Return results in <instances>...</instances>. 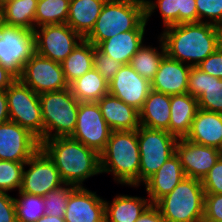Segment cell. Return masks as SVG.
Wrapping results in <instances>:
<instances>
[{
  "instance_id": "6da1fadb",
  "label": "cell",
  "mask_w": 222,
  "mask_h": 222,
  "mask_svg": "<svg viewBox=\"0 0 222 222\" xmlns=\"http://www.w3.org/2000/svg\"><path fill=\"white\" fill-rule=\"evenodd\" d=\"M159 37L168 57L191 67H196L220 46L217 26L205 22L171 25Z\"/></svg>"
},
{
  "instance_id": "7a4b0ae2",
  "label": "cell",
  "mask_w": 222,
  "mask_h": 222,
  "mask_svg": "<svg viewBox=\"0 0 222 222\" xmlns=\"http://www.w3.org/2000/svg\"><path fill=\"white\" fill-rule=\"evenodd\" d=\"M53 161L64 184L84 187L83 182L101 174L100 154L72 137H56L40 142Z\"/></svg>"
},
{
  "instance_id": "3957f363",
  "label": "cell",
  "mask_w": 222,
  "mask_h": 222,
  "mask_svg": "<svg viewBox=\"0 0 222 222\" xmlns=\"http://www.w3.org/2000/svg\"><path fill=\"white\" fill-rule=\"evenodd\" d=\"M102 173H112L116 183L139 186L140 151L137 130L112 131L100 153Z\"/></svg>"
},
{
  "instance_id": "277c9868",
  "label": "cell",
  "mask_w": 222,
  "mask_h": 222,
  "mask_svg": "<svg viewBox=\"0 0 222 222\" xmlns=\"http://www.w3.org/2000/svg\"><path fill=\"white\" fill-rule=\"evenodd\" d=\"M146 25L144 0H107L85 39L96 47L119 33L145 30Z\"/></svg>"
},
{
  "instance_id": "5b68a950",
  "label": "cell",
  "mask_w": 222,
  "mask_h": 222,
  "mask_svg": "<svg viewBox=\"0 0 222 222\" xmlns=\"http://www.w3.org/2000/svg\"><path fill=\"white\" fill-rule=\"evenodd\" d=\"M204 198L202 181L185 177L154 205L167 222H203Z\"/></svg>"
},
{
  "instance_id": "8992f818",
  "label": "cell",
  "mask_w": 222,
  "mask_h": 222,
  "mask_svg": "<svg viewBox=\"0 0 222 222\" xmlns=\"http://www.w3.org/2000/svg\"><path fill=\"white\" fill-rule=\"evenodd\" d=\"M39 101L44 140L71 136L76 127L80 102L72 94L70 87L39 94Z\"/></svg>"
},
{
  "instance_id": "52a82bcc",
  "label": "cell",
  "mask_w": 222,
  "mask_h": 222,
  "mask_svg": "<svg viewBox=\"0 0 222 222\" xmlns=\"http://www.w3.org/2000/svg\"><path fill=\"white\" fill-rule=\"evenodd\" d=\"M140 151L139 186L176 153L177 138L168 131L140 126L137 129Z\"/></svg>"
},
{
  "instance_id": "ba28073f",
  "label": "cell",
  "mask_w": 222,
  "mask_h": 222,
  "mask_svg": "<svg viewBox=\"0 0 222 222\" xmlns=\"http://www.w3.org/2000/svg\"><path fill=\"white\" fill-rule=\"evenodd\" d=\"M10 121L33 134L39 142L44 140V126L39 94L18 78L6 89Z\"/></svg>"
},
{
  "instance_id": "9c48e42d",
  "label": "cell",
  "mask_w": 222,
  "mask_h": 222,
  "mask_svg": "<svg viewBox=\"0 0 222 222\" xmlns=\"http://www.w3.org/2000/svg\"><path fill=\"white\" fill-rule=\"evenodd\" d=\"M35 53L34 32L2 24L0 27V64L17 78Z\"/></svg>"
},
{
  "instance_id": "30bf717a",
  "label": "cell",
  "mask_w": 222,
  "mask_h": 222,
  "mask_svg": "<svg viewBox=\"0 0 222 222\" xmlns=\"http://www.w3.org/2000/svg\"><path fill=\"white\" fill-rule=\"evenodd\" d=\"M35 52L62 63L84 38L66 23L48 24L34 29Z\"/></svg>"
},
{
  "instance_id": "8fae6325",
  "label": "cell",
  "mask_w": 222,
  "mask_h": 222,
  "mask_svg": "<svg viewBox=\"0 0 222 222\" xmlns=\"http://www.w3.org/2000/svg\"><path fill=\"white\" fill-rule=\"evenodd\" d=\"M18 79L36 94L59 91L69 87L61 63L36 52L27 60Z\"/></svg>"
},
{
  "instance_id": "7c38bea8",
  "label": "cell",
  "mask_w": 222,
  "mask_h": 222,
  "mask_svg": "<svg viewBox=\"0 0 222 222\" xmlns=\"http://www.w3.org/2000/svg\"><path fill=\"white\" fill-rule=\"evenodd\" d=\"M111 132L97 102L79 103L76 127L70 137L100 154L105 149Z\"/></svg>"
},
{
  "instance_id": "4fadbf2b",
  "label": "cell",
  "mask_w": 222,
  "mask_h": 222,
  "mask_svg": "<svg viewBox=\"0 0 222 222\" xmlns=\"http://www.w3.org/2000/svg\"><path fill=\"white\" fill-rule=\"evenodd\" d=\"M25 165L29 169L25 170L24 166L21 192L44 197L49 191L64 185L55 164L41 148Z\"/></svg>"
},
{
  "instance_id": "5bb4252c",
  "label": "cell",
  "mask_w": 222,
  "mask_h": 222,
  "mask_svg": "<svg viewBox=\"0 0 222 222\" xmlns=\"http://www.w3.org/2000/svg\"><path fill=\"white\" fill-rule=\"evenodd\" d=\"M40 148L39 140L13 121L0 124V160L26 162Z\"/></svg>"
},
{
  "instance_id": "9a60e30c",
  "label": "cell",
  "mask_w": 222,
  "mask_h": 222,
  "mask_svg": "<svg viewBox=\"0 0 222 222\" xmlns=\"http://www.w3.org/2000/svg\"><path fill=\"white\" fill-rule=\"evenodd\" d=\"M176 154L180 158L186 177L202 181L216 164L222 152L218 148L180 138L176 142Z\"/></svg>"
},
{
  "instance_id": "2e32d148",
  "label": "cell",
  "mask_w": 222,
  "mask_h": 222,
  "mask_svg": "<svg viewBox=\"0 0 222 222\" xmlns=\"http://www.w3.org/2000/svg\"><path fill=\"white\" fill-rule=\"evenodd\" d=\"M151 90V82L140 76L129 64H123L109 82V94L140 111Z\"/></svg>"
},
{
  "instance_id": "e0dca14e",
  "label": "cell",
  "mask_w": 222,
  "mask_h": 222,
  "mask_svg": "<svg viewBox=\"0 0 222 222\" xmlns=\"http://www.w3.org/2000/svg\"><path fill=\"white\" fill-rule=\"evenodd\" d=\"M65 222H105V200L85 187H77L70 195Z\"/></svg>"
},
{
  "instance_id": "ac0fdd59",
  "label": "cell",
  "mask_w": 222,
  "mask_h": 222,
  "mask_svg": "<svg viewBox=\"0 0 222 222\" xmlns=\"http://www.w3.org/2000/svg\"><path fill=\"white\" fill-rule=\"evenodd\" d=\"M187 93L197 99L200 109L222 113V79L191 67Z\"/></svg>"
},
{
  "instance_id": "d6986e66",
  "label": "cell",
  "mask_w": 222,
  "mask_h": 222,
  "mask_svg": "<svg viewBox=\"0 0 222 222\" xmlns=\"http://www.w3.org/2000/svg\"><path fill=\"white\" fill-rule=\"evenodd\" d=\"M190 69L191 66L165 55L151 80V89L170 96L187 93Z\"/></svg>"
},
{
  "instance_id": "ffe728a7",
  "label": "cell",
  "mask_w": 222,
  "mask_h": 222,
  "mask_svg": "<svg viewBox=\"0 0 222 222\" xmlns=\"http://www.w3.org/2000/svg\"><path fill=\"white\" fill-rule=\"evenodd\" d=\"M185 177L180 158L175 153L143 183L150 203L155 204L169 194Z\"/></svg>"
},
{
  "instance_id": "44dd1931",
  "label": "cell",
  "mask_w": 222,
  "mask_h": 222,
  "mask_svg": "<svg viewBox=\"0 0 222 222\" xmlns=\"http://www.w3.org/2000/svg\"><path fill=\"white\" fill-rule=\"evenodd\" d=\"M97 103L112 131H130L140 127L139 111L119 98L108 93Z\"/></svg>"
},
{
  "instance_id": "7402d4cb",
  "label": "cell",
  "mask_w": 222,
  "mask_h": 222,
  "mask_svg": "<svg viewBox=\"0 0 222 222\" xmlns=\"http://www.w3.org/2000/svg\"><path fill=\"white\" fill-rule=\"evenodd\" d=\"M186 139L222 150V113L199 108Z\"/></svg>"
},
{
  "instance_id": "603a6c76",
  "label": "cell",
  "mask_w": 222,
  "mask_h": 222,
  "mask_svg": "<svg viewBox=\"0 0 222 222\" xmlns=\"http://www.w3.org/2000/svg\"><path fill=\"white\" fill-rule=\"evenodd\" d=\"M198 109L197 99L189 93L170 96L169 133L177 139L186 138Z\"/></svg>"
},
{
  "instance_id": "cb8c5ba5",
  "label": "cell",
  "mask_w": 222,
  "mask_h": 222,
  "mask_svg": "<svg viewBox=\"0 0 222 222\" xmlns=\"http://www.w3.org/2000/svg\"><path fill=\"white\" fill-rule=\"evenodd\" d=\"M144 35L145 30H130L102 41L96 48L122 65L129 64L133 55L143 45Z\"/></svg>"
},
{
  "instance_id": "d4e9b609",
  "label": "cell",
  "mask_w": 222,
  "mask_h": 222,
  "mask_svg": "<svg viewBox=\"0 0 222 222\" xmlns=\"http://www.w3.org/2000/svg\"><path fill=\"white\" fill-rule=\"evenodd\" d=\"M140 126L169 132L170 95L150 90L139 111Z\"/></svg>"
},
{
  "instance_id": "484cf974",
  "label": "cell",
  "mask_w": 222,
  "mask_h": 222,
  "mask_svg": "<svg viewBox=\"0 0 222 222\" xmlns=\"http://www.w3.org/2000/svg\"><path fill=\"white\" fill-rule=\"evenodd\" d=\"M107 0H70L66 24L85 38L94 28Z\"/></svg>"
},
{
  "instance_id": "4316f807",
  "label": "cell",
  "mask_w": 222,
  "mask_h": 222,
  "mask_svg": "<svg viewBox=\"0 0 222 222\" xmlns=\"http://www.w3.org/2000/svg\"><path fill=\"white\" fill-rule=\"evenodd\" d=\"M111 202L105 200V222H136L151 205L149 199L124 194Z\"/></svg>"
},
{
  "instance_id": "83f0119b",
  "label": "cell",
  "mask_w": 222,
  "mask_h": 222,
  "mask_svg": "<svg viewBox=\"0 0 222 222\" xmlns=\"http://www.w3.org/2000/svg\"><path fill=\"white\" fill-rule=\"evenodd\" d=\"M93 57L94 45L84 38L61 63L69 85L93 69Z\"/></svg>"
},
{
  "instance_id": "f1b7e54d",
  "label": "cell",
  "mask_w": 222,
  "mask_h": 222,
  "mask_svg": "<svg viewBox=\"0 0 222 222\" xmlns=\"http://www.w3.org/2000/svg\"><path fill=\"white\" fill-rule=\"evenodd\" d=\"M79 102H97L109 92L107 82L94 68L69 85Z\"/></svg>"
},
{
  "instance_id": "f546056e",
  "label": "cell",
  "mask_w": 222,
  "mask_h": 222,
  "mask_svg": "<svg viewBox=\"0 0 222 222\" xmlns=\"http://www.w3.org/2000/svg\"><path fill=\"white\" fill-rule=\"evenodd\" d=\"M37 4L38 0H12L4 4L0 8L3 23L34 31Z\"/></svg>"
},
{
  "instance_id": "4dcf8cb0",
  "label": "cell",
  "mask_w": 222,
  "mask_h": 222,
  "mask_svg": "<svg viewBox=\"0 0 222 222\" xmlns=\"http://www.w3.org/2000/svg\"><path fill=\"white\" fill-rule=\"evenodd\" d=\"M159 49L152 46L142 45L140 49L133 55L129 65L143 78L151 80L156 75L160 62L166 55L165 46L160 37H158Z\"/></svg>"
},
{
  "instance_id": "1f68e13d",
  "label": "cell",
  "mask_w": 222,
  "mask_h": 222,
  "mask_svg": "<svg viewBox=\"0 0 222 222\" xmlns=\"http://www.w3.org/2000/svg\"><path fill=\"white\" fill-rule=\"evenodd\" d=\"M70 0H38L35 28L48 24L66 23Z\"/></svg>"
},
{
  "instance_id": "d6a6232c",
  "label": "cell",
  "mask_w": 222,
  "mask_h": 222,
  "mask_svg": "<svg viewBox=\"0 0 222 222\" xmlns=\"http://www.w3.org/2000/svg\"><path fill=\"white\" fill-rule=\"evenodd\" d=\"M14 198L17 222H36L45 214L44 197L18 191Z\"/></svg>"
},
{
  "instance_id": "836d02e7",
  "label": "cell",
  "mask_w": 222,
  "mask_h": 222,
  "mask_svg": "<svg viewBox=\"0 0 222 222\" xmlns=\"http://www.w3.org/2000/svg\"><path fill=\"white\" fill-rule=\"evenodd\" d=\"M145 1V11H146V21L148 22L150 16L156 12L158 8L164 28L179 24V9L180 0H144ZM156 1V2H155Z\"/></svg>"
},
{
  "instance_id": "e575fe53",
  "label": "cell",
  "mask_w": 222,
  "mask_h": 222,
  "mask_svg": "<svg viewBox=\"0 0 222 222\" xmlns=\"http://www.w3.org/2000/svg\"><path fill=\"white\" fill-rule=\"evenodd\" d=\"M25 163L0 160V191H20Z\"/></svg>"
},
{
  "instance_id": "d590c367",
  "label": "cell",
  "mask_w": 222,
  "mask_h": 222,
  "mask_svg": "<svg viewBox=\"0 0 222 222\" xmlns=\"http://www.w3.org/2000/svg\"><path fill=\"white\" fill-rule=\"evenodd\" d=\"M76 188L74 185L64 184L55 190L49 191L44 196L45 214L64 217L67 201Z\"/></svg>"
},
{
  "instance_id": "8d00e7d4",
  "label": "cell",
  "mask_w": 222,
  "mask_h": 222,
  "mask_svg": "<svg viewBox=\"0 0 222 222\" xmlns=\"http://www.w3.org/2000/svg\"><path fill=\"white\" fill-rule=\"evenodd\" d=\"M196 8L198 22H205L215 26L222 23V0H196Z\"/></svg>"
},
{
  "instance_id": "74e56055",
  "label": "cell",
  "mask_w": 222,
  "mask_h": 222,
  "mask_svg": "<svg viewBox=\"0 0 222 222\" xmlns=\"http://www.w3.org/2000/svg\"><path fill=\"white\" fill-rule=\"evenodd\" d=\"M93 68L107 81L110 82L120 70L122 64L110 56L105 55L94 46Z\"/></svg>"
},
{
  "instance_id": "f35d334b",
  "label": "cell",
  "mask_w": 222,
  "mask_h": 222,
  "mask_svg": "<svg viewBox=\"0 0 222 222\" xmlns=\"http://www.w3.org/2000/svg\"><path fill=\"white\" fill-rule=\"evenodd\" d=\"M205 194H222V155L202 180Z\"/></svg>"
},
{
  "instance_id": "ab89813d",
  "label": "cell",
  "mask_w": 222,
  "mask_h": 222,
  "mask_svg": "<svg viewBox=\"0 0 222 222\" xmlns=\"http://www.w3.org/2000/svg\"><path fill=\"white\" fill-rule=\"evenodd\" d=\"M203 222H222V194H205Z\"/></svg>"
},
{
  "instance_id": "60d3db41",
  "label": "cell",
  "mask_w": 222,
  "mask_h": 222,
  "mask_svg": "<svg viewBox=\"0 0 222 222\" xmlns=\"http://www.w3.org/2000/svg\"><path fill=\"white\" fill-rule=\"evenodd\" d=\"M196 67L213 77L222 79V48L219 46Z\"/></svg>"
},
{
  "instance_id": "b9f144b4",
  "label": "cell",
  "mask_w": 222,
  "mask_h": 222,
  "mask_svg": "<svg viewBox=\"0 0 222 222\" xmlns=\"http://www.w3.org/2000/svg\"><path fill=\"white\" fill-rule=\"evenodd\" d=\"M0 222H17L14 197L0 191Z\"/></svg>"
},
{
  "instance_id": "7bdbcfd3",
  "label": "cell",
  "mask_w": 222,
  "mask_h": 222,
  "mask_svg": "<svg viewBox=\"0 0 222 222\" xmlns=\"http://www.w3.org/2000/svg\"><path fill=\"white\" fill-rule=\"evenodd\" d=\"M198 22L196 0H180L179 24Z\"/></svg>"
},
{
  "instance_id": "ee69618b",
  "label": "cell",
  "mask_w": 222,
  "mask_h": 222,
  "mask_svg": "<svg viewBox=\"0 0 222 222\" xmlns=\"http://www.w3.org/2000/svg\"><path fill=\"white\" fill-rule=\"evenodd\" d=\"M136 222H167L162 214L160 213L159 209L154 205L151 204L138 218Z\"/></svg>"
},
{
  "instance_id": "f6af8a7d",
  "label": "cell",
  "mask_w": 222,
  "mask_h": 222,
  "mask_svg": "<svg viewBox=\"0 0 222 222\" xmlns=\"http://www.w3.org/2000/svg\"><path fill=\"white\" fill-rule=\"evenodd\" d=\"M17 77L0 64V90H6Z\"/></svg>"
},
{
  "instance_id": "bcb514c9",
  "label": "cell",
  "mask_w": 222,
  "mask_h": 222,
  "mask_svg": "<svg viewBox=\"0 0 222 222\" xmlns=\"http://www.w3.org/2000/svg\"><path fill=\"white\" fill-rule=\"evenodd\" d=\"M10 120L6 90H0V124Z\"/></svg>"
},
{
  "instance_id": "7dc6e473",
  "label": "cell",
  "mask_w": 222,
  "mask_h": 222,
  "mask_svg": "<svg viewBox=\"0 0 222 222\" xmlns=\"http://www.w3.org/2000/svg\"><path fill=\"white\" fill-rule=\"evenodd\" d=\"M36 222H65L64 217H56L48 214H44Z\"/></svg>"
},
{
  "instance_id": "c3c4849f",
  "label": "cell",
  "mask_w": 222,
  "mask_h": 222,
  "mask_svg": "<svg viewBox=\"0 0 222 222\" xmlns=\"http://www.w3.org/2000/svg\"><path fill=\"white\" fill-rule=\"evenodd\" d=\"M219 33V45L222 48V23L217 26Z\"/></svg>"
},
{
  "instance_id": "681fc988",
  "label": "cell",
  "mask_w": 222,
  "mask_h": 222,
  "mask_svg": "<svg viewBox=\"0 0 222 222\" xmlns=\"http://www.w3.org/2000/svg\"><path fill=\"white\" fill-rule=\"evenodd\" d=\"M10 1H12V0H0V8H1L4 4H6V3L10 2Z\"/></svg>"
},
{
  "instance_id": "f907efd6",
  "label": "cell",
  "mask_w": 222,
  "mask_h": 222,
  "mask_svg": "<svg viewBox=\"0 0 222 222\" xmlns=\"http://www.w3.org/2000/svg\"><path fill=\"white\" fill-rule=\"evenodd\" d=\"M2 24H3L2 15H1V12H0V27H1Z\"/></svg>"
}]
</instances>
